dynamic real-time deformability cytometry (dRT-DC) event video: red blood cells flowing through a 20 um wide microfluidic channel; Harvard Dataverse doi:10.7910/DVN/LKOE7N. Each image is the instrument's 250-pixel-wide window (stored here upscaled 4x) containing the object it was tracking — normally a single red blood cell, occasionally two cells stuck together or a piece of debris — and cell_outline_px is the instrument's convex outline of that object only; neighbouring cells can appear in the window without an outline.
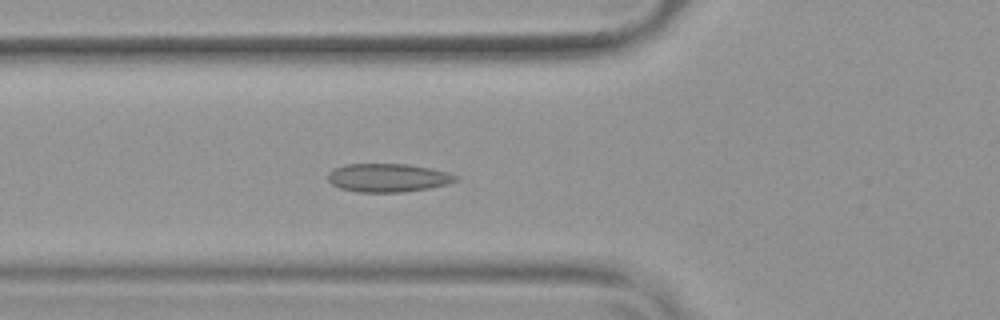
{"species": "common noctule bat (a hibernating species)", "species_latin": "Nyctalus noctula", "temperature_condition": "warm", "stored_images_in_passage": 53, "camera_frame_rate_fps": 3000, "um_per_image_px": 0.085, "animal": {"sex": "female", "body_mass_g": 19.9}, "frame": {"image": 1, "passage_image": 19, "time_ms": 6.0, "image_size_px": [1000, 320], "cell_outline_px": [[456, 180], [448, 184], [428, 188], [404, 192], [356, 192], [340, 188], [332, 184], [328, 180], [328, 172], [332, 168], [344, 164], [408, 164], [432, 168], [456, 176]], "centroid_in_image_um": [32.91, 15.1], "position_along_channel_um": 92.9, "area_um2": 21.15}}
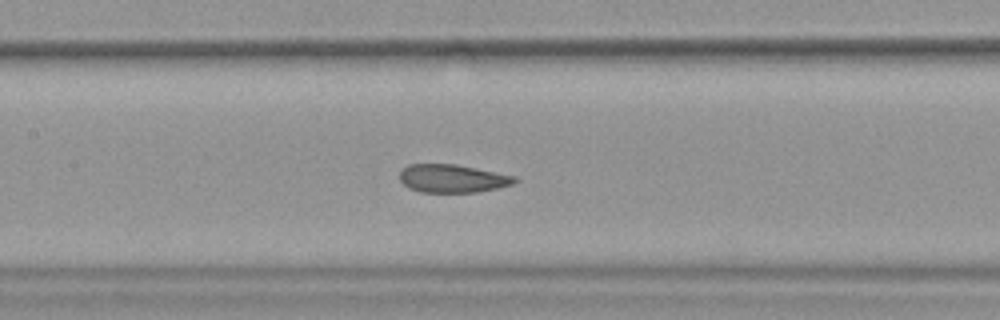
{"frame": {"image": 2, "passage_image": 25, "time_ms": 8.0, "image_size_px": [1000, 320], "cell_outline_px": [[520, 180], [512, 184], [496, 188], [476, 192], [420, 192], [408, 188], [400, 180], [400, 172], [408, 164], [456, 164], [516, 176]], "centroid_in_image_um": [38.46, 15.17], "position_along_channel_um": 168.9, "area_um2": 18.84}}
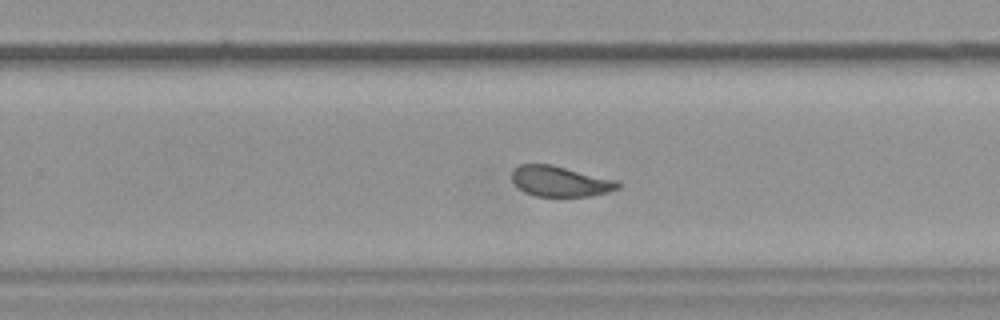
{"frame": {"image": 3, "passage_image": 34, "time_ms": 11.0, "image_size_px": [1000, 320], "cell_outline_px": [[620, 188], [608, 192], [592, 196], [536, 196], [524, 192], [512, 180], [512, 172], [520, 164], [552, 164], [616, 180], [620, 184]], "centroid_in_image_um": [47.63, 15.41], "position_along_channel_um": 282.2, "area_um2": 18.73}, "authors_computed_cell_mechanics": {"area_um2": 20.4612, "velocity_mm_per_s": 3.7973, "shape_relaxation_time_tau1_ms": null, "shape_relaxation_time_tau2_ms": 1.2334, "deformation_change_tau1": null, "deformation_change_tau2": 0.0682}}